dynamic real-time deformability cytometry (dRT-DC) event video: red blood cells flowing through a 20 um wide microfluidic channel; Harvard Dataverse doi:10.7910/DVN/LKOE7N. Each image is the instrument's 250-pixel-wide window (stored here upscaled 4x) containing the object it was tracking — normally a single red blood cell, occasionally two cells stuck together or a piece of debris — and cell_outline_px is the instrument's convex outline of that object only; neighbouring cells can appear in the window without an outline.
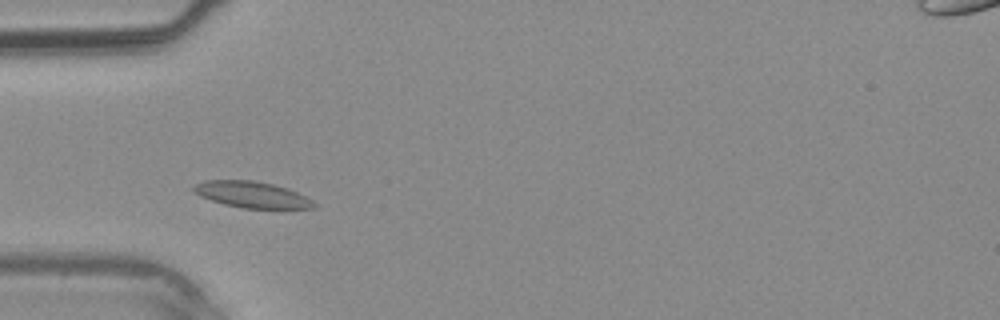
{"species": "common noctule bat (a hibernating species)", "species_latin": "Nyctalus noctula", "temperature_condition": "warm", "stored_images_in_passage": 33, "camera_frame_rate_fps": 3000, "um_per_image_px": 0.085, "animal": {"sex": "male", "body_mass_g": 20.4}, "frame": {"image": 1, "passage_image": 6, "time_ms": 1.667, "image_size_px": [1000, 320], "cell_outline_px": [[316, 208], [244, 208], [224, 204], [200, 196], [192, 192], [192, 188], [196, 184], [204, 180], [252, 180], [272, 184], [288, 188], [312, 200], [316, 204]], "centroid_in_image_um": [21.38, 16.54], "position_along_channel_um": 63.6, "area_um2": 18.26}}